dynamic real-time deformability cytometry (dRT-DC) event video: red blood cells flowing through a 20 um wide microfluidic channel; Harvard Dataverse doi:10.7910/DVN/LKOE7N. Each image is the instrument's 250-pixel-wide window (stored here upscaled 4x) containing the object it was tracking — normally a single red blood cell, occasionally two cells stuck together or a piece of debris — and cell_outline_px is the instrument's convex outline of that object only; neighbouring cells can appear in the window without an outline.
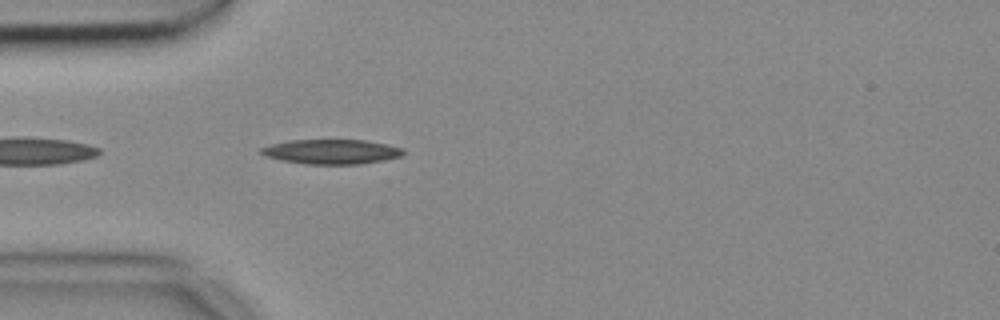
{"species": "common noctule bat (a hibernating species)", "species_latin": "Nyctalus noctula", "temperature_condition": "cold", "stored_images_in_passage": 34, "camera_frame_rate_fps": 3000, "um_per_image_px": 0.085, "animal": {"sex": "female", "body_mass_g": 18.4}, "frame": {"image": 1, "passage_image": 2, "time_ms": 0.333, "image_size_px": [1000, 320], "cell_outline_px": [[404, 152], [400, 156], [384, 160], [360, 164], [308, 164], [284, 160], [268, 156], [260, 152], [260, 148], [272, 144], [288, 140], [364, 140], [388, 144], [404, 148]], "centroid_in_image_um": [28.22, 12.88], "position_along_channel_um": 56.8, "area_um2": 20.23}}
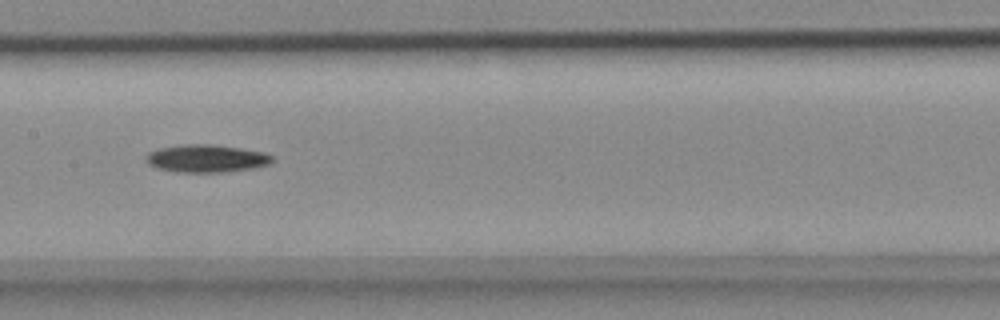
{"frame": {"image": 2, "passage_image": 13, "time_ms": 4.0, "image_size_px": [1000, 320], "cell_outline_px": [[272, 160], [268, 164], [252, 168], [224, 172], [176, 172], [160, 168], [148, 164], [144, 156], [148, 152], [160, 148], [184, 144], [212, 144], [240, 148], [264, 152], [272, 156]], "centroid_in_image_um": [17.51, 13.46], "position_along_channel_um": 189.9, "area_um2": 20.23}}
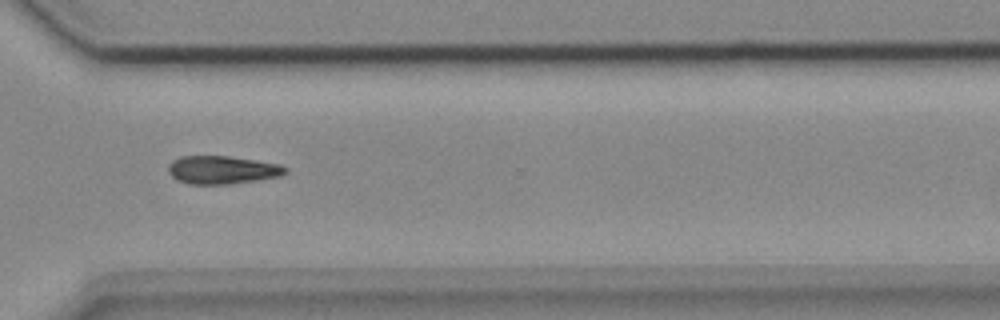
{"frame": {"image": 3, "passage_image": 26, "time_ms": 8.333, "image_size_px": [1000, 320], "cell_outline_px": [[288, 172], [280, 176], [228, 184], [188, 184], [176, 180], [168, 172], [168, 164], [172, 160], [180, 156], [228, 156], [280, 164], [288, 168]], "centroid_in_image_um": [18.86, 14.44], "position_along_channel_um": 351.7, "area_um2": 19.19}, "authors_computed_cell_mechanics": {"area_um2": 19.7676, "velocity_mm_per_s": 3.7355, "shape_relaxation_time_tau1_ms": 4.4847, "shape_relaxation_time_tau2_ms": null, "deformation_change_tau1": 0.1053, "deformation_change_tau2": null}}